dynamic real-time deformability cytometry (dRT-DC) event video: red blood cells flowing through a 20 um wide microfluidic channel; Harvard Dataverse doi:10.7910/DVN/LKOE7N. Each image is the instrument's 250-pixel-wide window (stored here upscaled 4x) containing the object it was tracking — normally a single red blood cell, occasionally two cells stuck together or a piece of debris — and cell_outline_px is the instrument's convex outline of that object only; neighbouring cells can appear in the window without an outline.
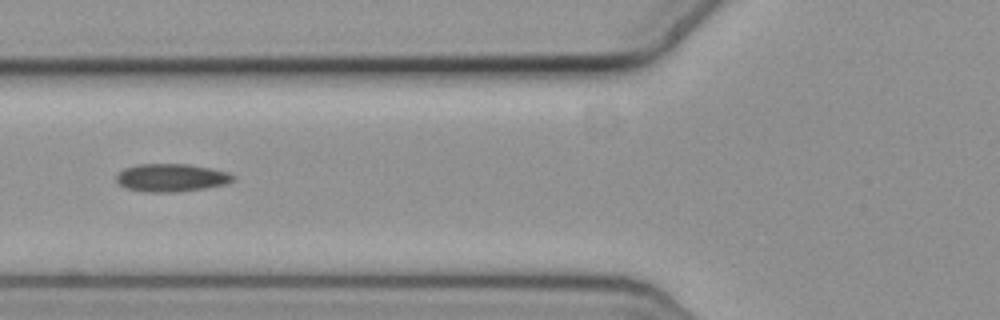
{"species": "common noctule bat (a hibernating species)", "species_latin": "Nyctalus noctula", "temperature_condition": "cold", "stored_images_in_passage": 13, "camera_frame_rate_fps": 3000, "um_per_image_px": 0.085, "animal": {"sex": "female", "body_mass_g": 19.3, "forearm_length_mm": 54.1}, "frame": {"image": 1, "passage_image": 8, "time_ms": 2.333, "image_size_px": [1000, 320], "cell_outline_px": [[236, 180], [224, 184], [204, 188], [176, 192], [144, 192], [124, 188], [116, 180], [116, 176], [124, 168], [136, 164], [188, 164], [212, 168], [228, 172], [236, 176]], "centroid_in_image_um": [14.57, 15.1], "position_along_channel_um": 111.2, "area_um2": 19.13}}
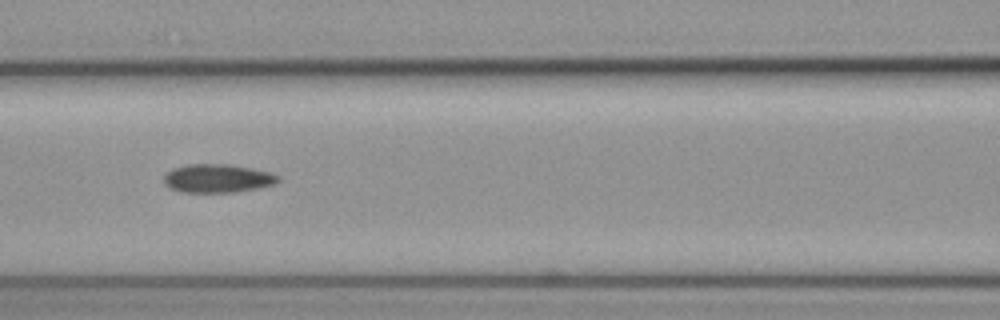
{"frame": {"image": 2, "passage_image": 11, "time_ms": 3.333, "image_size_px": [1000, 320], "cell_outline_px": [[280, 180], [272, 184], [256, 188], [236, 192], [180, 192], [168, 188], [164, 184], [164, 176], [168, 172], [176, 168], [188, 164], [228, 164], [252, 168], [268, 172], [280, 176]], "centroid_in_image_um": [18.47, 15.17], "position_along_channel_um": 148.1, "area_um2": 18.84}}